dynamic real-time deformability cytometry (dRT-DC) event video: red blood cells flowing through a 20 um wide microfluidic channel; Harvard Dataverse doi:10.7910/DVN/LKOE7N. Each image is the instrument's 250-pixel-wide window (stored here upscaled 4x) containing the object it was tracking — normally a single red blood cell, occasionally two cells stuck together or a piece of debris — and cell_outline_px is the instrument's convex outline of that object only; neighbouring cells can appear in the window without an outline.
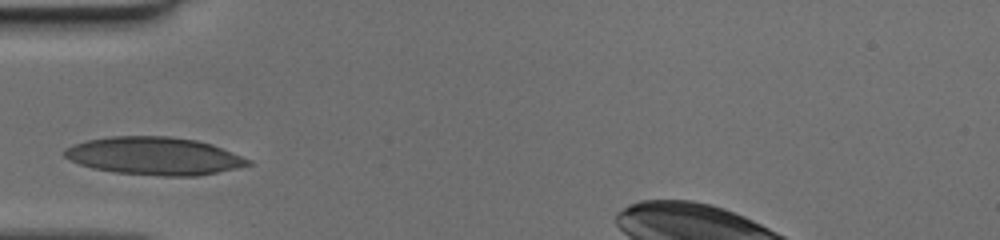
{"species": "human", "species_latin": "Homo sapiens", "temperature_condition": "cold", "stored_images_in_passage": 24, "camera_frame_rate_fps": 3000, "um_per_image_px": 0.085, "donor": {"sex": "female"}, "frame": {"image": 1, "passage_image": 1, "time_ms": 0.0, "image_size_px": [1000, 240], "cell_outline_px": [[252, 164], [236, 168], [196, 176], [160, 176], [116, 172], [92, 168], [80, 164], [64, 156], [64, 148], [72, 144], [88, 140], [112, 136], [172, 136], [196, 140], [212, 144], [252, 160]], "centroid_in_image_um": [13.12, 13.25], "position_along_channel_um": 71.9, "area_um2": 40.34}}
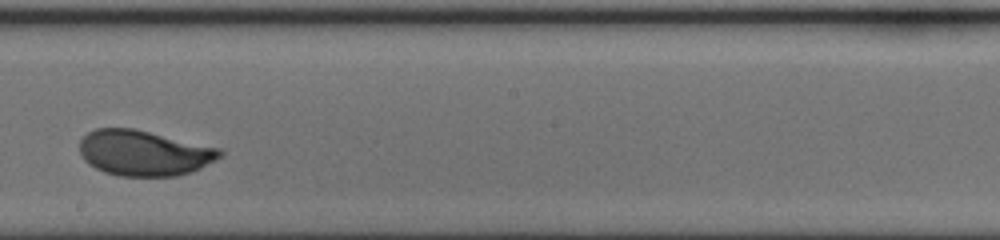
{"frame": {"image": 2, "passage_image": 13, "time_ms": 4.0, "image_size_px": [1000, 240], "cell_outline_px": [[224, 152], [216, 160], [192, 172], [176, 176], [120, 176], [104, 172], [88, 164], [84, 160], [80, 152], [80, 140], [88, 132], [96, 128], [132, 128], [220, 148]], "centroid_in_image_um": [12.23, 13.01], "position_along_channel_um": 236.0, "area_um2": 37.11}}
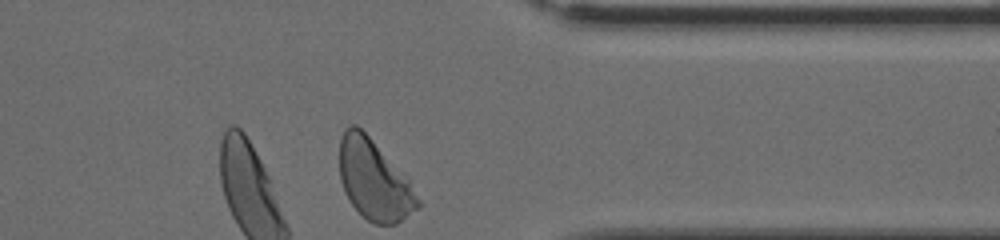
{"frame": {"image": 3, "passage_image": 24, "time_ms": 7.667, "image_size_px": [1000, 240], "cell_outline_px": [[420, 208], [396, 224], [372, 224], [352, 204], [344, 192], [340, 180], [340, 136], [344, 128], [352, 124], [356, 124], [368, 136], [408, 180], [420, 200]], "centroid_in_image_um": [31.78, 15.32], "position_along_channel_um": 379.6, "area_um2": 35.95}}